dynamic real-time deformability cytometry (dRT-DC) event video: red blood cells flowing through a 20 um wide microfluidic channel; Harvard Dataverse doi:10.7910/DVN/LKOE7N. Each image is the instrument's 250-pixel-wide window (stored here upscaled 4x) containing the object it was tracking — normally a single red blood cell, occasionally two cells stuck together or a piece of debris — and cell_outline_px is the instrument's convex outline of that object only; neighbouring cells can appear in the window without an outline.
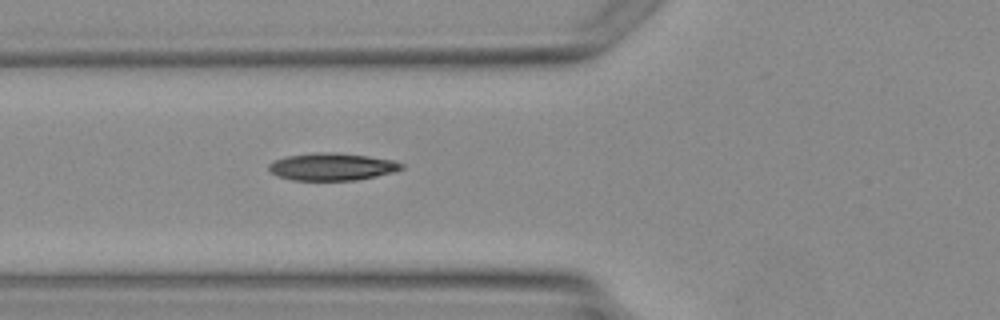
{"species": "Egyptian fruit bat (a non-hibernating species)", "species_latin": "Rousettus aegyptiacus", "temperature_condition": "warm", "stored_images_in_passage": 4, "camera_frame_rate_fps": 3000, "um_per_image_px": 0.085, "animal": {"sex": "female"}, "frame": {"image": 1, "passage_image": 4, "time_ms": 3.667, "image_size_px": [1000, 320], "cell_outline_px": [[404, 168], [396, 172], [356, 180], [292, 180], [276, 176], [268, 168], [268, 164], [284, 156], [316, 152], [336, 152], [368, 156], [396, 160], [404, 164]], "centroid_in_image_um": [28.25, 14.16], "position_along_channel_um": 97.5, "area_um2": 21.44}}